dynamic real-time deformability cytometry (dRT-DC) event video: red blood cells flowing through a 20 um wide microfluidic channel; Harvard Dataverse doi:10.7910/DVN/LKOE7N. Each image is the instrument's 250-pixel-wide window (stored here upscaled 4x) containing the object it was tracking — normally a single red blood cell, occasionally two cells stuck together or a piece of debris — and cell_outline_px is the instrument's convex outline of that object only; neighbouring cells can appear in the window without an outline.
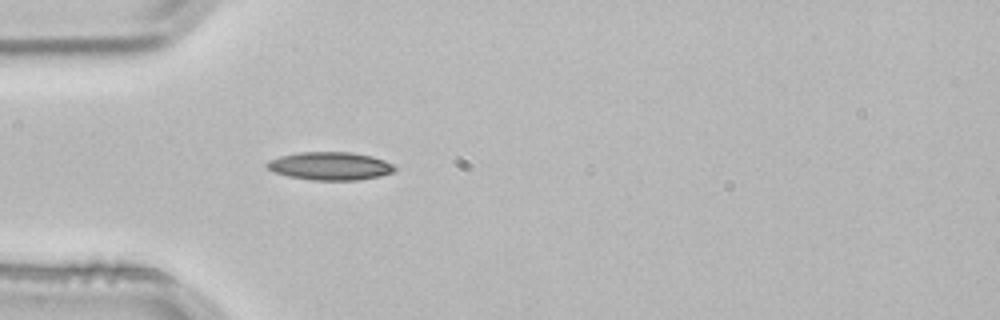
{"species": "common noctule bat (a hibernating species)", "species_latin": "Nyctalus noctula", "temperature_condition": "room temperature", "stored_images_in_passage": 3, "camera_frame_rate_fps": 3000, "um_per_image_px": 0.085, "animal": {"sex": "male", "body_mass_g": 21.5, "forearm_length_mm": 52.0}, "frame": {"image": 1, "passage_image": 3, "time_ms": 0.667, "image_size_px": [1000, 320], "cell_outline_px": [[396, 168], [392, 172], [380, 176], [360, 180], [312, 180], [288, 176], [276, 172], [268, 168], [264, 164], [268, 160], [280, 156], [300, 152], [352, 152], [372, 156], [384, 160], [392, 164]], "centroid_in_image_um": [28.06, 14.11], "position_along_channel_um": 56.9, "area_um2": 20.87}}